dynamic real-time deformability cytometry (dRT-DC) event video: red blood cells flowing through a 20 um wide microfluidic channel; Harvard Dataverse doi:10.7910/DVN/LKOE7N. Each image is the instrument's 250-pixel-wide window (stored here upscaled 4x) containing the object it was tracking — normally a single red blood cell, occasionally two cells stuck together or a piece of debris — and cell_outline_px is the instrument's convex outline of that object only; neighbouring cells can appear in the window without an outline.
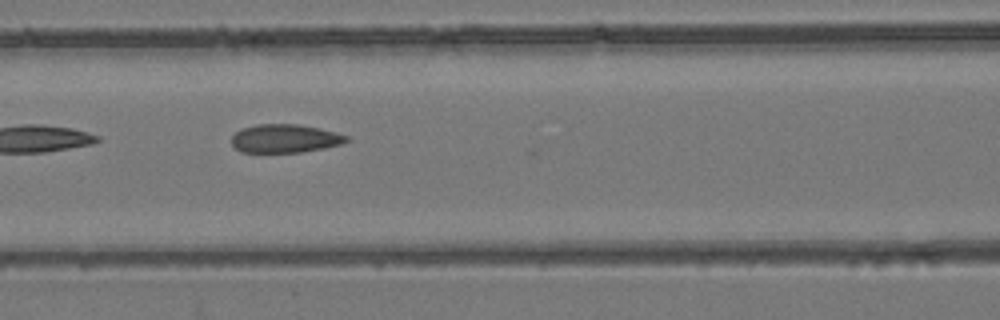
{"species": "common noctule bat (a hibernating species)", "species_latin": "Nyctalus noctula", "temperature_condition": "room temperature", "stored_images_in_passage": 8, "camera_frame_rate_fps": 3000, "um_per_image_px": 0.085, "animal": {"sex": "female", "body_mass_g": 24.6, "forearm_length_mm": 56.2}, "frame": {"image": 1, "passage_image": 6, "time_ms": 1.667, "image_size_px": [1000, 320], "cell_outline_px": [[352, 140], [340, 144], [324, 148], [300, 152], [240, 152], [232, 144], [232, 136], [236, 132], [244, 128], [256, 124], [296, 124], [320, 128], [336, 132], [348, 136]], "centroid_in_image_um": [24.25, 11.77], "position_along_channel_um": 142.4, "area_um2": 19.02}}